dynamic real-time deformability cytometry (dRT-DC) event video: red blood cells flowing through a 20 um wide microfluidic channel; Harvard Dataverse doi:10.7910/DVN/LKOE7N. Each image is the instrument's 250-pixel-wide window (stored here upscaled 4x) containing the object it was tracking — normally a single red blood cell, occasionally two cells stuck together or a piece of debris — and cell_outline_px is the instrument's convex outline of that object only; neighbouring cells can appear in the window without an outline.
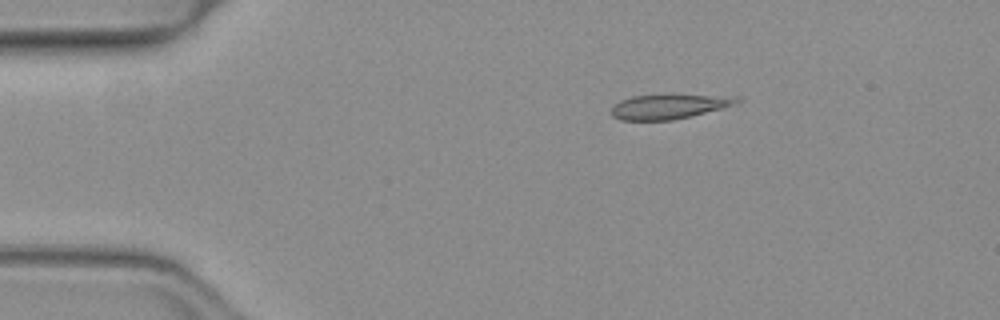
{"species": "common noctule bat (a hibernating species)", "species_latin": "Nyctalus noctula", "temperature_condition": "warm", "stored_images_in_passage": 4, "camera_frame_rate_fps": 3000, "um_per_image_px": 0.085, "animal": {"sex": "female", "body_mass_g": 19.3, "forearm_length_mm": 54.1}, "frame": {"image": 1, "passage_image": 1, "time_ms": 0.0, "image_size_px": [1000, 320], "cell_outline_px": [[744, 100], [720, 108], [692, 116], [672, 120], [620, 120], [612, 116], [612, 108], [620, 100], [632, 96], [668, 92], [740, 96]], "centroid_in_image_um": [56.92, 8.99], "position_along_channel_um": 28.1, "area_um2": 18.96}}